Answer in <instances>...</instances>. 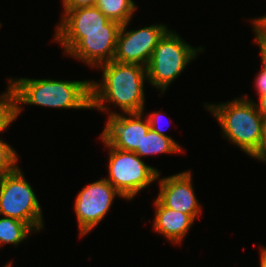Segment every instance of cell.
Masks as SVG:
<instances>
[{
    "label": "cell",
    "mask_w": 266,
    "mask_h": 267,
    "mask_svg": "<svg viewBox=\"0 0 266 267\" xmlns=\"http://www.w3.org/2000/svg\"><path fill=\"white\" fill-rule=\"evenodd\" d=\"M97 0H64L65 13L79 7L95 6Z\"/></svg>",
    "instance_id": "obj_20"
},
{
    "label": "cell",
    "mask_w": 266,
    "mask_h": 267,
    "mask_svg": "<svg viewBox=\"0 0 266 267\" xmlns=\"http://www.w3.org/2000/svg\"><path fill=\"white\" fill-rule=\"evenodd\" d=\"M117 195L122 197L106 178L89 184L79 192L75 211L82 237L104 218Z\"/></svg>",
    "instance_id": "obj_9"
},
{
    "label": "cell",
    "mask_w": 266,
    "mask_h": 267,
    "mask_svg": "<svg viewBox=\"0 0 266 267\" xmlns=\"http://www.w3.org/2000/svg\"><path fill=\"white\" fill-rule=\"evenodd\" d=\"M260 267H266V248H261Z\"/></svg>",
    "instance_id": "obj_24"
},
{
    "label": "cell",
    "mask_w": 266,
    "mask_h": 267,
    "mask_svg": "<svg viewBox=\"0 0 266 267\" xmlns=\"http://www.w3.org/2000/svg\"><path fill=\"white\" fill-rule=\"evenodd\" d=\"M127 115L130 117L111 112L101 139L113 148L136 152L141 147L150 124L148 118H142L143 112L127 113Z\"/></svg>",
    "instance_id": "obj_10"
},
{
    "label": "cell",
    "mask_w": 266,
    "mask_h": 267,
    "mask_svg": "<svg viewBox=\"0 0 266 267\" xmlns=\"http://www.w3.org/2000/svg\"><path fill=\"white\" fill-rule=\"evenodd\" d=\"M256 33V41L260 47V54L262 56V71L256 77V88L258 90L259 97H263L266 95V39L254 29Z\"/></svg>",
    "instance_id": "obj_19"
},
{
    "label": "cell",
    "mask_w": 266,
    "mask_h": 267,
    "mask_svg": "<svg viewBox=\"0 0 266 267\" xmlns=\"http://www.w3.org/2000/svg\"><path fill=\"white\" fill-rule=\"evenodd\" d=\"M155 205L154 230L170 241L176 244L180 243L194 219L189 214L164 207L157 199Z\"/></svg>",
    "instance_id": "obj_12"
},
{
    "label": "cell",
    "mask_w": 266,
    "mask_h": 267,
    "mask_svg": "<svg viewBox=\"0 0 266 267\" xmlns=\"http://www.w3.org/2000/svg\"><path fill=\"white\" fill-rule=\"evenodd\" d=\"M18 155L6 142L0 140V176L17 168Z\"/></svg>",
    "instance_id": "obj_18"
},
{
    "label": "cell",
    "mask_w": 266,
    "mask_h": 267,
    "mask_svg": "<svg viewBox=\"0 0 266 267\" xmlns=\"http://www.w3.org/2000/svg\"><path fill=\"white\" fill-rule=\"evenodd\" d=\"M123 24L118 34L114 61L147 66L159 40L168 31L165 25H151L139 30L126 31Z\"/></svg>",
    "instance_id": "obj_8"
},
{
    "label": "cell",
    "mask_w": 266,
    "mask_h": 267,
    "mask_svg": "<svg viewBox=\"0 0 266 267\" xmlns=\"http://www.w3.org/2000/svg\"><path fill=\"white\" fill-rule=\"evenodd\" d=\"M101 67L103 84L90 81L91 109L104 111L107 108L105 102L110 101L118 105L125 114L143 112L146 67L114 60L102 64Z\"/></svg>",
    "instance_id": "obj_1"
},
{
    "label": "cell",
    "mask_w": 266,
    "mask_h": 267,
    "mask_svg": "<svg viewBox=\"0 0 266 267\" xmlns=\"http://www.w3.org/2000/svg\"><path fill=\"white\" fill-rule=\"evenodd\" d=\"M34 229L27 223L20 220L4 217L0 219V246L10 243L17 246L27 238L28 233Z\"/></svg>",
    "instance_id": "obj_16"
},
{
    "label": "cell",
    "mask_w": 266,
    "mask_h": 267,
    "mask_svg": "<svg viewBox=\"0 0 266 267\" xmlns=\"http://www.w3.org/2000/svg\"><path fill=\"white\" fill-rule=\"evenodd\" d=\"M89 81H57L50 79H11L8 88L16 101V116L22 110L19 103L53 108H91Z\"/></svg>",
    "instance_id": "obj_2"
},
{
    "label": "cell",
    "mask_w": 266,
    "mask_h": 267,
    "mask_svg": "<svg viewBox=\"0 0 266 267\" xmlns=\"http://www.w3.org/2000/svg\"><path fill=\"white\" fill-rule=\"evenodd\" d=\"M191 172H182L160 180L157 200L166 208L189 214L194 220L201 207L191 183Z\"/></svg>",
    "instance_id": "obj_11"
},
{
    "label": "cell",
    "mask_w": 266,
    "mask_h": 267,
    "mask_svg": "<svg viewBox=\"0 0 266 267\" xmlns=\"http://www.w3.org/2000/svg\"><path fill=\"white\" fill-rule=\"evenodd\" d=\"M23 176L18 167L0 176V215L25 222L39 231L43 227L41 207Z\"/></svg>",
    "instance_id": "obj_6"
},
{
    "label": "cell",
    "mask_w": 266,
    "mask_h": 267,
    "mask_svg": "<svg viewBox=\"0 0 266 267\" xmlns=\"http://www.w3.org/2000/svg\"><path fill=\"white\" fill-rule=\"evenodd\" d=\"M110 148L109 178L106 180L123 198L132 199L159 177L157 169L147 166L135 152Z\"/></svg>",
    "instance_id": "obj_7"
},
{
    "label": "cell",
    "mask_w": 266,
    "mask_h": 267,
    "mask_svg": "<svg viewBox=\"0 0 266 267\" xmlns=\"http://www.w3.org/2000/svg\"><path fill=\"white\" fill-rule=\"evenodd\" d=\"M62 17L57 31L106 30V24L110 21L96 6L68 10Z\"/></svg>",
    "instance_id": "obj_13"
},
{
    "label": "cell",
    "mask_w": 266,
    "mask_h": 267,
    "mask_svg": "<svg viewBox=\"0 0 266 267\" xmlns=\"http://www.w3.org/2000/svg\"><path fill=\"white\" fill-rule=\"evenodd\" d=\"M95 6L108 19L121 25L130 22L136 7L132 0H97Z\"/></svg>",
    "instance_id": "obj_15"
},
{
    "label": "cell",
    "mask_w": 266,
    "mask_h": 267,
    "mask_svg": "<svg viewBox=\"0 0 266 267\" xmlns=\"http://www.w3.org/2000/svg\"><path fill=\"white\" fill-rule=\"evenodd\" d=\"M178 151H182V149L177 142L170 137L158 134L150 128L143 138L141 147L135 153L141 157L158 153H176Z\"/></svg>",
    "instance_id": "obj_14"
},
{
    "label": "cell",
    "mask_w": 266,
    "mask_h": 267,
    "mask_svg": "<svg viewBox=\"0 0 266 267\" xmlns=\"http://www.w3.org/2000/svg\"><path fill=\"white\" fill-rule=\"evenodd\" d=\"M160 113L159 112H153L151 115H149L148 120H149V124H150V128L153 129L155 132H157L158 134L162 135V136H167L168 135L164 134L162 132V129L159 127V118H160Z\"/></svg>",
    "instance_id": "obj_21"
},
{
    "label": "cell",
    "mask_w": 266,
    "mask_h": 267,
    "mask_svg": "<svg viewBox=\"0 0 266 267\" xmlns=\"http://www.w3.org/2000/svg\"><path fill=\"white\" fill-rule=\"evenodd\" d=\"M257 159L263 160V161L266 162V129H265V142H264V145H263V150H262L261 155Z\"/></svg>",
    "instance_id": "obj_25"
},
{
    "label": "cell",
    "mask_w": 266,
    "mask_h": 267,
    "mask_svg": "<svg viewBox=\"0 0 266 267\" xmlns=\"http://www.w3.org/2000/svg\"><path fill=\"white\" fill-rule=\"evenodd\" d=\"M16 118L15 97L8 88V91L0 96V132L5 130Z\"/></svg>",
    "instance_id": "obj_17"
},
{
    "label": "cell",
    "mask_w": 266,
    "mask_h": 267,
    "mask_svg": "<svg viewBox=\"0 0 266 267\" xmlns=\"http://www.w3.org/2000/svg\"><path fill=\"white\" fill-rule=\"evenodd\" d=\"M11 266H12V263L7 264L5 267H11Z\"/></svg>",
    "instance_id": "obj_26"
},
{
    "label": "cell",
    "mask_w": 266,
    "mask_h": 267,
    "mask_svg": "<svg viewBox=\"0 0 266 267\" xmlns=\"http://www.w3.org/2000/svg\"><path fill=\"white\" fill-rule=\"evenodd\" d=\"M121 24L110 20L106 30L57 31L55 40L65 52L92 66H101L114 59Z\"/></svg>",
    "instance_id": "obj_4"
},
{
    "label": "cell",
    "mask_w": 266,
    "mask_h": 267,
    "mask_svg": "<svg viewBox=\"0 0 266 267\" xmlns=\"http://www.w3.org/2000/svg\"><path fill=\"white\" fill-rule=\"evenodd\" d=\"M219 121L224 136L249 156L258 158L265 142L266 120L248 97L229 103L206 105Z\"/></svg>",
    "instance_id": "obj_3"
},
{
    "label": "cell",
    "mask_w": 266,
    "mask_h": 267,
    "mask_svg": "<svg viewBox=\"0 0 266 267\" xmlns=\"http://www.w3.org/2000/svg\"><path fill=\"white\" fill-rule=\"evenodd\" d=\"M253 24L256 31L260 34H266V15L261 18L254 19Z\"/></svg>",
    "instance_id": "obj_22"
},
{
    "label": "cell",
    "mask_w": 266,
    "mask_h": 267,
    "mask_svg": "<svg viewBox=\"0 0 266 267\" xmlns=\"http://www.w3.org/2000/svg\"><path fill=\"white\" fill-rule=\"evenodd\" d=\"M202 50L201 47L197 50L192 48L178 34L168 30L159 40L146 66L147 79L164 92L190 60L196 57V51Z\"/></svg>",
    "instance_id": "obj_5"
},
{
    "label": "cell",
    "mask_w": 266,
    "mask_h": 267,
    "mask_svg": "<svg viewBox=\"0 0 266 267\" xmlns=\"http://www.w3.org/2000/svg\"><path fill=\"white\" fill-rule=\"evenodd\" d=\"M259 101L260 102L258 104L255 103V105L263 118L266 120V95L259 97Z\"/></svg>",
    "instance_id": "obj_23"
}]
</instances>
